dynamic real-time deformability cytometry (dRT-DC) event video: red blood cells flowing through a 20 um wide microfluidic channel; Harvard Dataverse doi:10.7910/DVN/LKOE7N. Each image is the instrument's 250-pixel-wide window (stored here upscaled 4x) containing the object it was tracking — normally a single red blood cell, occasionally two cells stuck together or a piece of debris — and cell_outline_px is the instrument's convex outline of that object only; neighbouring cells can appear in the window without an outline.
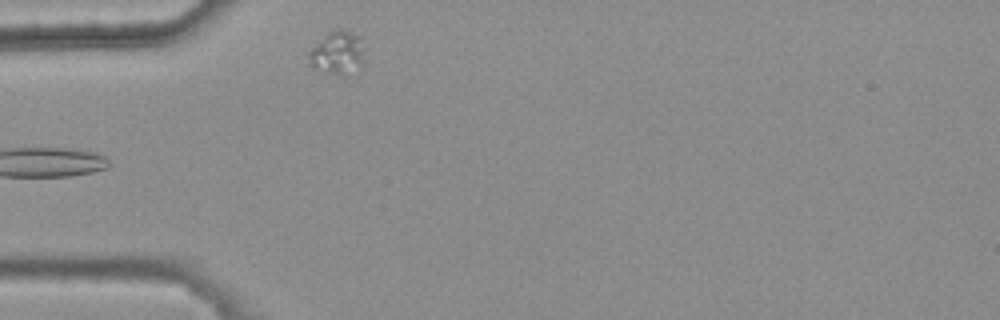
{"species": "common noctule bat (a hibernating species)", "species_latin": "Nyctalus noctula", "temperature_condition": "warm", "stored_images_in_passage": 4, "camera_frame_rate_fps": 3000, "um_per_image_px": 0.085, "animal": {"sex": "female", "body_mass_g": 25.1}, "frame": {"image": 1, "passage_image": 4, "time_ms": 1.0, "image_size_px": [1000, 320], "cell_outline_px": [[360, 64], [348, 76], [340, 76], [312, 68], [308, 64], [308, 52], [324, 36], [336, 28], [344, 28], [360, 36]], "centroid_in_image_um": [28.6, 4.5], "position_along_channel_um": 56.4, "area_um2": 13.76}}